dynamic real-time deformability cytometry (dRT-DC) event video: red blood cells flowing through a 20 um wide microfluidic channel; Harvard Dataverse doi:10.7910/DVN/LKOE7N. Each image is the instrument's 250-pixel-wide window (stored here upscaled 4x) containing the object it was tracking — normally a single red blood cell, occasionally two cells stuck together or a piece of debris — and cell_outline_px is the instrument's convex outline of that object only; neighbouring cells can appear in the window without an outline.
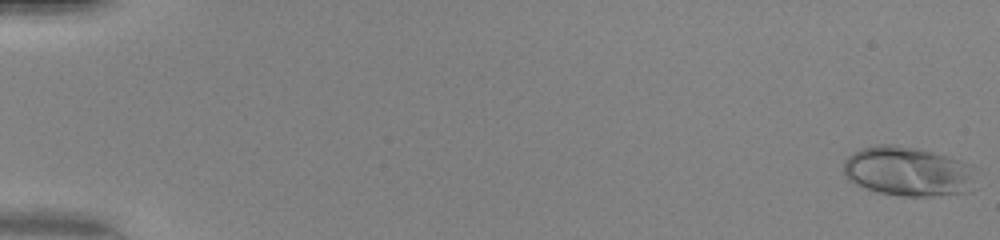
{"species": "human", "species_latin": "Homo sapiens", "temperature_condition": "warm", "stored_images_in_passage": 50, "camera_frame_rate_fps": 3000, "um_per_image_px": 0.085, "donor": {"sex": "female"}, "frame": {"image": 1, "passage_image": 1, "time_ms": 0.0, "image_size_px": [1000, 240], "cell_outline_px": [[984, 172], [976, 188], [968, 192], [932, 196], [900, 196], [880, 192], [864, 188], [848, 180], [844, 172], [844, 160], [852, 152], [860, 148], [876, 144], [896, 144], [916, 148], [948, 156], [972, 164], [980, 168]], "centroid_in_image_um": [77.34, 14.57], "position_along_channel_um": 7.7, "area_um2": 39.65}}
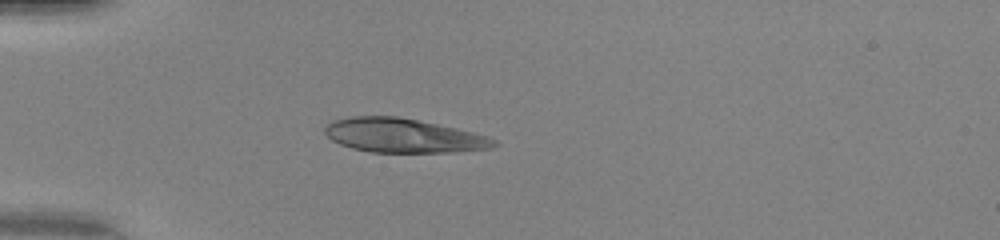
{"frame": {"image": 2, "passage_image": 16, "time_ms": 5.0, "image_size_px": [1000, 240], "cell_outline_px": [[500, 144], [492, 148], [452, 152], [368, 152], [352, 148], [340, 144], [332, 140], [324, 132], [324, 128], [332, 120], [352, 116], [396, 116], [456, 128], [488, 136], [496, 140]], "centroid_in_image_um": [34.27, 11.53], "position_along_channel_um": 50.7, "area_um2": 33.52}}
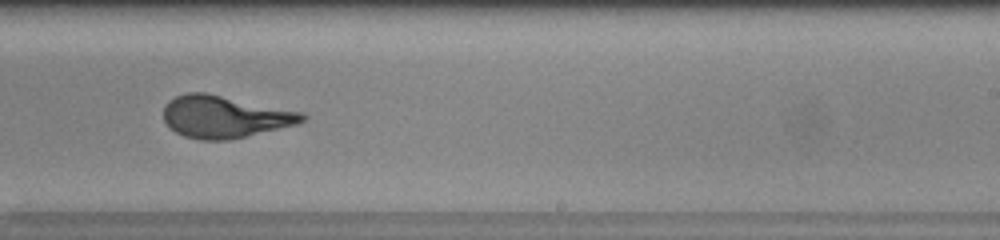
{"frame": {"image": 3, "passage_image": 33, "time_ms": 10.667, "image_size_px": [1000, 240], "cell_outline_px": [[308, 116], [304, 120], [296, 124], [228, 140], [200, 140], [184, 136], [168, 128], [164, 120], [164, 104], [168, 100], [176, 96], [188, 92], [204, 92], [304, 112]], "centroid_in_image_um": [19.06, 9.92], "position_along_channel_um": 269.9, "area_um2": 34.04}, "authors_computed_cell_mechanics": {"area_um2": 34.3332, "velocity_mm_per_s": 4.223, "shape_relaxation_time_tau1_ms": 7.5695, "shape_relaxation_time_tau2_ms": null, "deformation_change_tau1": 0.3429, "deformation_change_tau2": null}}